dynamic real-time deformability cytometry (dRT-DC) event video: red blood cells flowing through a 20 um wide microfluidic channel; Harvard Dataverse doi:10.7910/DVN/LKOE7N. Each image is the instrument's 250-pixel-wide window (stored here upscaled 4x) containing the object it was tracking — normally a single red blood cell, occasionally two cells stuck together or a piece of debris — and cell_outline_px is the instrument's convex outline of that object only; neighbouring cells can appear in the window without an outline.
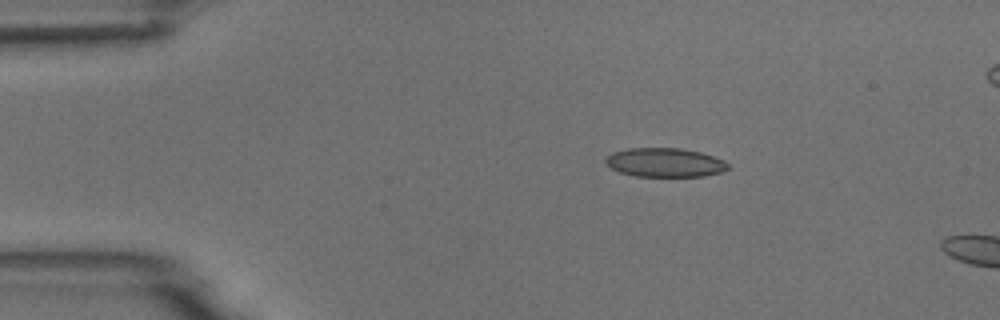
{"species": "common noctule bat (a hibernating species)", "species_latin": "Nyctalus noctula", "temperature_condition": "room temperature", "stored_images_in_passage": 5, "camera_frame_rate_fps": 3000, "um_per_image_px": 0.085, "animal": {"sex": "male", "body_mass_g": 18.8}, "frame": {"image": 1, "passage_image": 3, "time_ms": 2.333, "image_size_px": [1000, 320], "cell_outline_px": [[728, 168], [720, 172], [704, 176], [636, 176], [620, 172], [604, 164], [604, 160], [612, 152], [628, 148], [680, 148], [700, 152], [724, 160], [728, 164]], "centroid_in_image_um": [56.48, 13.81], "position_along_channel_um": 28.5, "area_um2": 20.58}}